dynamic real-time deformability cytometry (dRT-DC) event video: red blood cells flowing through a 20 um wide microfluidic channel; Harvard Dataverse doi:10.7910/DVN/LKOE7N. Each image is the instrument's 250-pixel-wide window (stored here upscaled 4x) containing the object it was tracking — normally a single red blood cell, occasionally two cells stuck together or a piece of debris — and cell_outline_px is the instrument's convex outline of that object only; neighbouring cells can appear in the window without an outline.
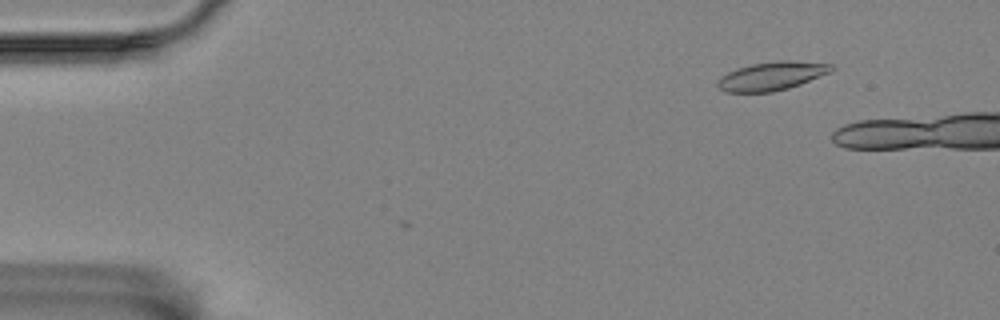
{"species": "Egyptian fruit bat (a non-hibernating species)", "species_latin": "Rousettus aegyptiacus", "temperature_condition": "room temperature", "stored_images_in_passage": 3, "camera_frame_rate_fps": 3000, "um_per_image_px": 0.085, "animal": {"sex": "female"}, "frame": {"image": 1, "passage_image": 1, "time_ms": 0.0, "image_size_px": [1000, 320], "cell_outline_px": [[836, 68], [832, 72], [800, 84], [788, 88], [772, 92], [724, 92], [716, 84], [716, 80], [720, 76], [736, 68], [752, 64], [780, 60], [788, 60], [832, 64]], "centroid_in_image_um": [65.6, 6.46], "position_along_channel_um": 19.4, "area_um2": 19.07}}